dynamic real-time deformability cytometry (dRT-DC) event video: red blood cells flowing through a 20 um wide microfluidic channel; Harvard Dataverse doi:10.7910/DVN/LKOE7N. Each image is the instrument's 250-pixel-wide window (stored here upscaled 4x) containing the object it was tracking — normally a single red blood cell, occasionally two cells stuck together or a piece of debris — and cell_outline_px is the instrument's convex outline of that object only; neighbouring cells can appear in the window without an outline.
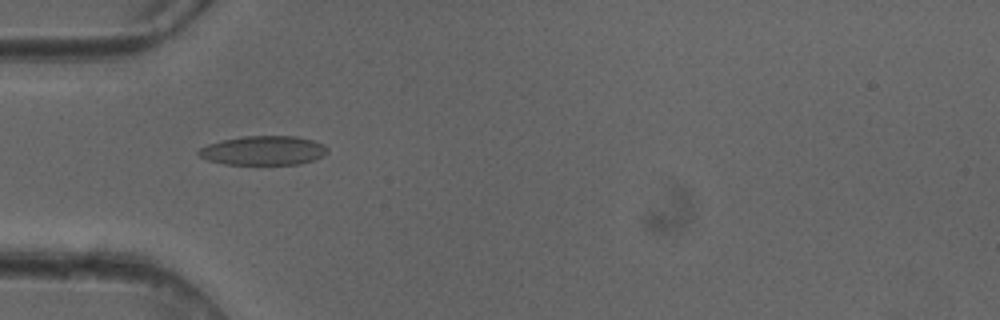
{"species": "common noctule bat (a hibernating species)", "species_latin": "Nyctalus noctula", "temperature_condition": "cold", "stored_images_in_passage": 50, "camera_frame_rate_fps": 3000, "um_per_image_px": 0.085, "animal": {"sex": "female"}, "frame": {"image": 1, "passage_image": 16, "time_ms": 5.0, "image_size_px": [1000, 320], "cell_outline_px": [[328, 152], [324, 156], [300, 164], [224, 164], [208, 160], [200, 156], [196, 152], [200, 148], [208, 144], [220, 140], [240, 136], [296, 136], [312, 140], [324, 144], [328, 148]], "centroid_in_image_um": [22.39, 12.78], "position_along_channel_um": 62.6, "area_um2": 22.02}}
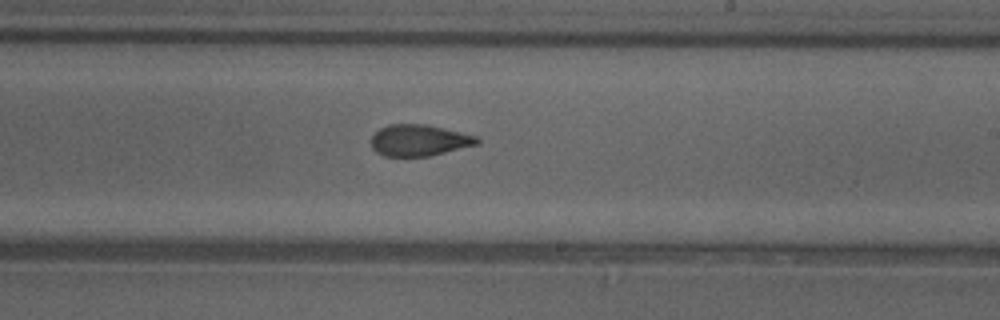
{"frame": {"image": 2, "passage_image": 30, "time_ms": 9.667, "image_size_px": [1000, 320], "cell_outline_px": [[480, 144], [428, 156], [384, 156], [376, 152], [372, 148], [372, 136], [380, 128], [388, 124], [424, 124], [476, 136], [480, 140]], "centroid_in_image_um": [35.61, 11.93], "position_along_channel_um": 253.4, "area_um2": 19.19}}
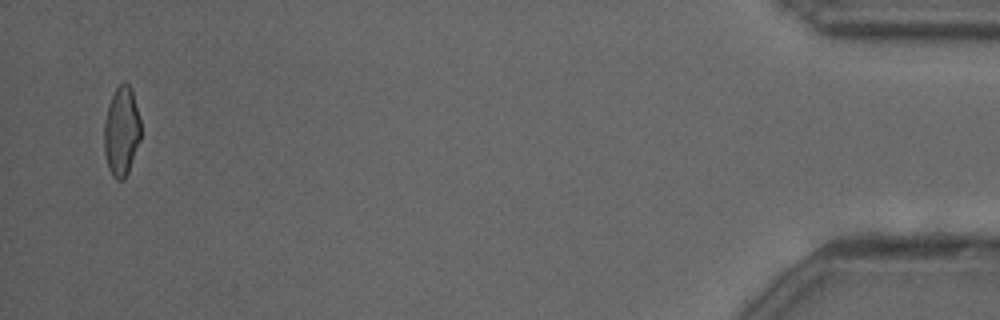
{"frame": {"image": 3, "passage_image": 49, "time_ms": 16.0, "image_size_px": [1000, 320], "cell_outline_px": [[140, 140], [128, 172], [124, 180], [116, 180], [112, 176], [108, 168], [104, 152], [104, 120], [112, 96], [116, 88], [124, 80], [132, 88], [140, 116]], "centroid_in_image_um": [10.33, 11.16], "position_along_channel_um": 424.9, "area_um2": 19.25}, "authors_computed_cell_mechanics": {"area_um2": 20.3167, "velocity_mm_per_s": 4.1143, "shape_relaxation_time_tau1_ms": 10.5766, "shape_relaxation_time_tau2_ms": 1.7246, "deformation_change_tau1": 0.2289, "deformation_change_tau2": 0.0845}}